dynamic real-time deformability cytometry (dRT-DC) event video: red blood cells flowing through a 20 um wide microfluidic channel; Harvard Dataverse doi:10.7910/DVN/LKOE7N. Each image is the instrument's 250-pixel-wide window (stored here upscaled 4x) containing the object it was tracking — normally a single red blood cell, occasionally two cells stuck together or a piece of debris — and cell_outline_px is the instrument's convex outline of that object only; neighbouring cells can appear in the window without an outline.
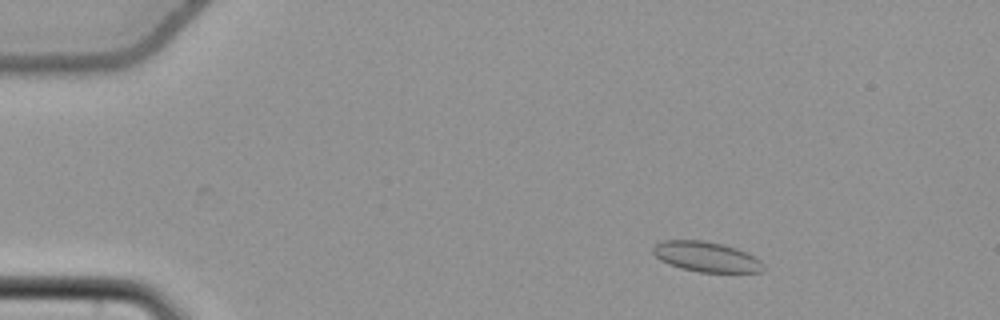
{"species": "common noctule bat (a hibernating species)", "species_latin": "Nyctalus noctula", "temperature_condition": "cold", "stored_images_in_passage": 55, "camera_frame_rate_fps": 3000, "um_per_image_px": 0.085, "animal": {"sex": "female", "body_mass_g": 22.7, "forearm_length_mm": 54.2}, "frame": {"image": 1, "passage_image": 8, "time_ms": 2.333, "image_size_px": [1000, 320], "cell_outline_px": [[764, 268], [760, 272], [700, 272], [680, 268], [668, 264], [660, 260], [652, 252], [652, 248], [656, 244], [664, 240], [704, 240], [736, 248], [760, 260], [764, 264]], "centroid_in_image_um": [60.0, 21.83], "position_along_channel_um": 25.0, "area_um2": 19.25}}
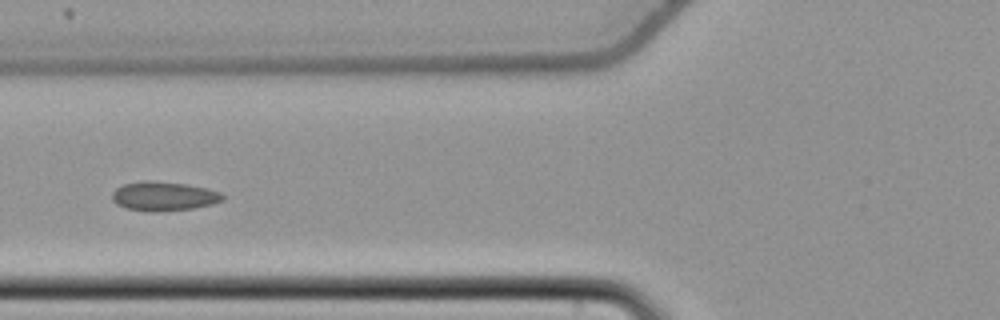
{"frame": {"image": 2, "passage_image": 22, "time_ms": 7.0, "image_size_px": [1000, 320], "cell_outline_px": [[224, 200], [212, 204], [192, 208], [164, 212], [152, 212], [124, 208], [116, 204], [112, 200], [112, 192], [116, 188], [124, 184], [144, 180], [152, 180], [188, 184], [208, 188], [220, 192], [224, 196]], "centroid_in_image_um": [13.91, 16.68], "position_along_channel_um": 111.9, "area_um2": 19.13}}
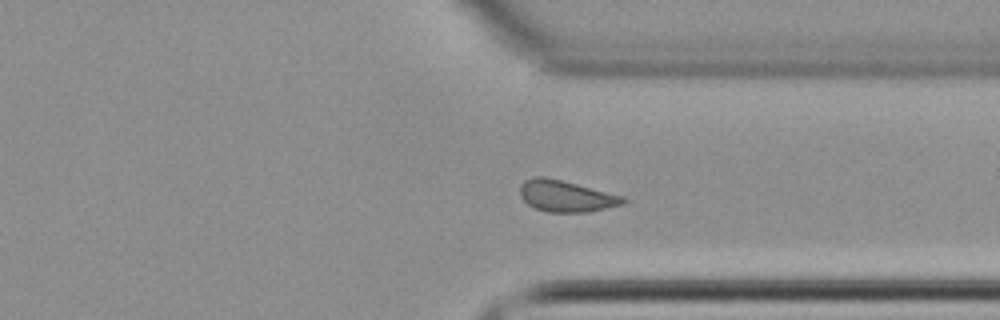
{"frame": {"image": 3, "passage_image": 42, "time_ms": 13.667, "image_size_px": [1000, 320], "cell_outline_px": [[624, 204], [588, 212], [548, 212], [536, 208], [528, 204], [520, 196], [520, 184], [524, 180], [532, 176], [544, 176], [624, 196]], "centroid_in_image_um": [48.07, 16.66], "position_along_channel_um": 363.3, "area_um2": 18.73}, "authors_computed_cell_mechanics": {"area_um2": 18.6116, "velocity_mm_per_s": 3.7577, "shape_relaxation_time_tau1_ms": null, "shape_relaxation_time_tau2_ms": 2.7382, "deformation_change_tau1": null, "deformation_change_tau2": 0.0741}}